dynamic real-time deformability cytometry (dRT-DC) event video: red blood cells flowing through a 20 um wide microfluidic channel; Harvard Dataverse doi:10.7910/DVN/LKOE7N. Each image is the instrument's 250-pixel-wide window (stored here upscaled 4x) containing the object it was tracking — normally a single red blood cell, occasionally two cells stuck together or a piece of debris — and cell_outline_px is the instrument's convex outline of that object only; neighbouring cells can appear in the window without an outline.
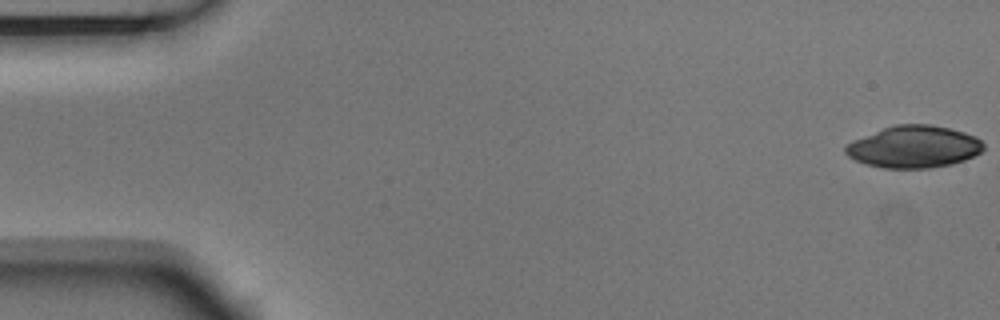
{"species": "Egyptian fruit bat (a non-hibernating species)", "species_latin": "Rousettus aegyptiacus", "temperature_condition": "room temperature", "stored_images_in_passage": 5, "camera_frame_rate_fps": 3000, "um_per_image_px": 0.085, "animal": {"sex": "male"}, "frame": {"image": 1, "passage_image": 1, "time_ms": 0.0, "image_size_px": [1000, 320], "cell_outline_px": [[984, 148], [980, 152], [964, 160], [952, 164], [932, 168], [884, 168], [864, 164], [848, 156], [844, 152], [844, 148], [852, 140], [884, 128], [896, 124], [932, 124], [964, 132], [976, 136], [984, 144]], "centroid_in_image_um": [77.67, 12.48], "position_along_channel_um": 7.3, "area_um2": 33.81}}